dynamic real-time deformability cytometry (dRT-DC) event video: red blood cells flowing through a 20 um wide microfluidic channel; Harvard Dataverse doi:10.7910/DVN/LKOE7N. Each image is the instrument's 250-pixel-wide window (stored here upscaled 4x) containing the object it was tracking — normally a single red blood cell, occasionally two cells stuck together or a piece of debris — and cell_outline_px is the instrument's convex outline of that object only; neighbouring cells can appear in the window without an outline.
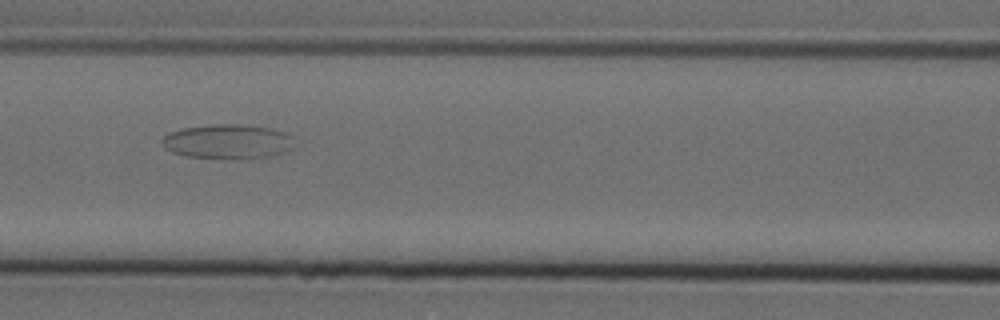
{"species": "Egyptian fruit bat (a non-hibernating species)", "species_latin": "Rousettus aegyptiacus", "temperature_condition": "cold", "stored_images_in_passage": 11, "camera_frame_rate_fps": 3000, "um_per_image_px": 0.085, "animal": {"sex": "female"}, "frame": {"image": 1, "passage_image": 7, "time_ms": 2.0, "image_size_px": [1000, 320], "cell_outline_px": [[292, 148], [268, 156], [188, 156], [172, 152], [164, 148], [160, 140], [164, 136], [172, 132], [184, 128], [212, 124], [244, 124], [272, 128], [284, 132], [292, 136]], "centroid_in_image_um": [19.32, 11.97], "position_along_channel_um": 147.3, "area_um2": 25.49}}
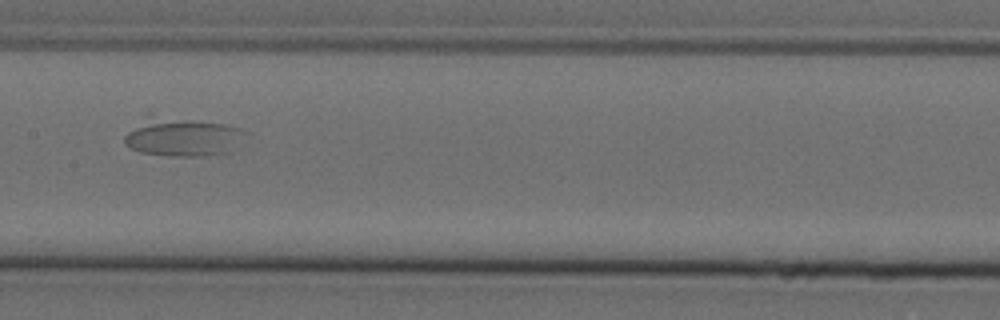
{"frame": {"image": 2, "passage_image": 8, "time_ms": 2.333, "image_size_px": [1000, 320], "cell_outline_px": [[252, 132], [228, 152], [200, 156], [172, 156], [140, 152], [124, 144], [124, 136], [128, 132], [136, 128], [152, 124], [184, 120], [192, 120], [228, 124]], "centroid_in_image_um": [15.76, 11.75], "position_along_channel_um": 191.6, "area_um2": 25.03}}